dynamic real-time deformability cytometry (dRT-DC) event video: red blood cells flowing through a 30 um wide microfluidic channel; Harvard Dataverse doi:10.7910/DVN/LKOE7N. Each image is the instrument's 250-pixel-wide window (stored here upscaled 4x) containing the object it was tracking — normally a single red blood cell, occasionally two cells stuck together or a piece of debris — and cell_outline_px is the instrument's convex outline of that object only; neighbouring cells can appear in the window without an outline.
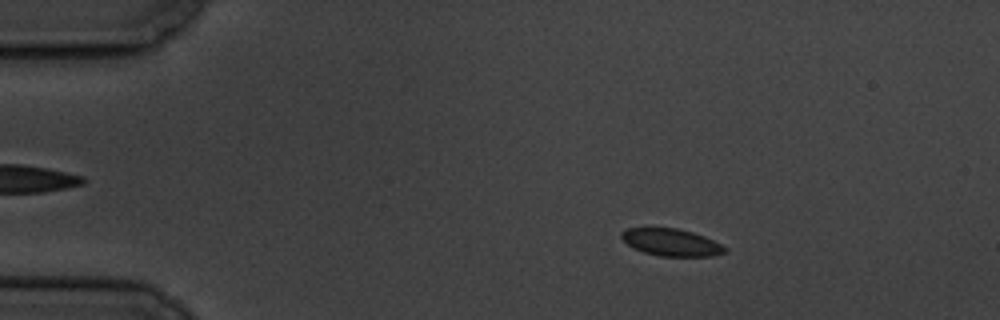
{"species": "common noctule bat (a hibernating species)", "species_latin": "Nyctalus noctula", "temperature_condition": "cold", "stored_images_in_passage": 58, "camera_frame_rate_fps": 3000, "um_per_image_px": 0.085, "animal": {"sex": "male", "body_mass_g": 19.5, "forearm_length_mm": 54.6}, "frame": {"image": 1, "passage_image": 10, "time_ms": 3.0, "image_size_px": [1000, 320], "cell_outline_px": [[728, 252], [712, 256], [660, 256], [644, 252], [628, 244], [620, 236], [620, 232], [628, 228], [676, 228], [692, 232], [704, 236], [728, 248]], "centroid_in_image_um": [57.09, 20.6], "position_along_channel_um": 27.9, "area_um2": 16.24}}
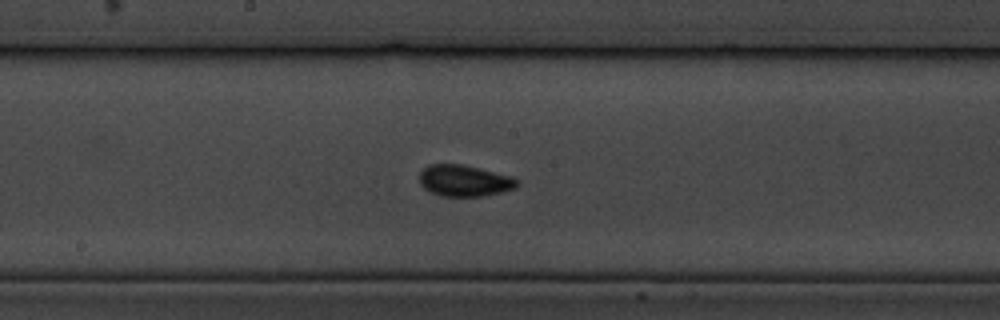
{"frame": {"image": 2, "passage_image": 31, "time_ms": 10.0, "image_size_px": [1000, 320], "cell_outline_px": [[516, 188], [484, 196], [440, 196], [428, 192], [420, 184], [420, 172], [428, 164], [460, 164], [508, 176], [516, 180]], "centroid_in_image_um": [39.38, 15.37], "position_along_channel_um": 208.8, "area_um2": 17.51}}
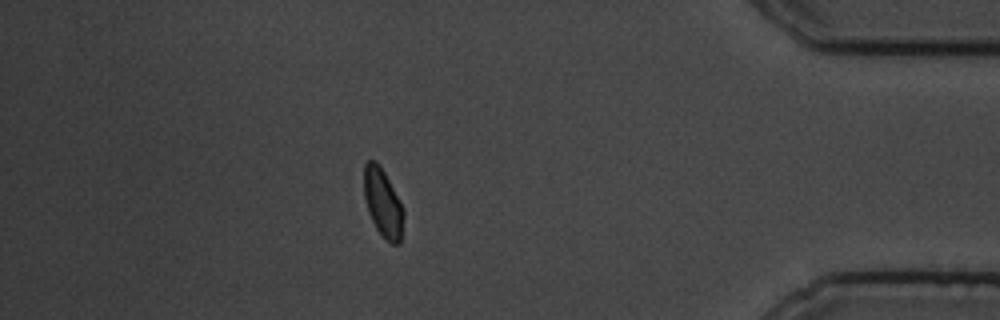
{"frame": {"image": 3, "passage_image": 51, "time_ms": 16.667, "image_size_px": [1000, 320], "cell_outline_px": [[404, 216], [400, 244], [392, 244], [376, 228], [368, 212], [364, 196], [364, 164], [368, 160], [376, 160], [380, 164], [404, 208]], "centroid_in_image_um": [32.55, 17.21], "position_along_channel_um": 402.7, "area_um2": 15.78}, "authors_computed_cell_mechanics": {"area_um2": 16.4441, "velocity_mm_per_s": 3.4844, "shape_relaxation_time_tau1_ms": 3.9602, "shape_relaxation_time_tau2_ms": null, "deformation_change_tau1": 0.0785, "deformation_change_tau2": null}}